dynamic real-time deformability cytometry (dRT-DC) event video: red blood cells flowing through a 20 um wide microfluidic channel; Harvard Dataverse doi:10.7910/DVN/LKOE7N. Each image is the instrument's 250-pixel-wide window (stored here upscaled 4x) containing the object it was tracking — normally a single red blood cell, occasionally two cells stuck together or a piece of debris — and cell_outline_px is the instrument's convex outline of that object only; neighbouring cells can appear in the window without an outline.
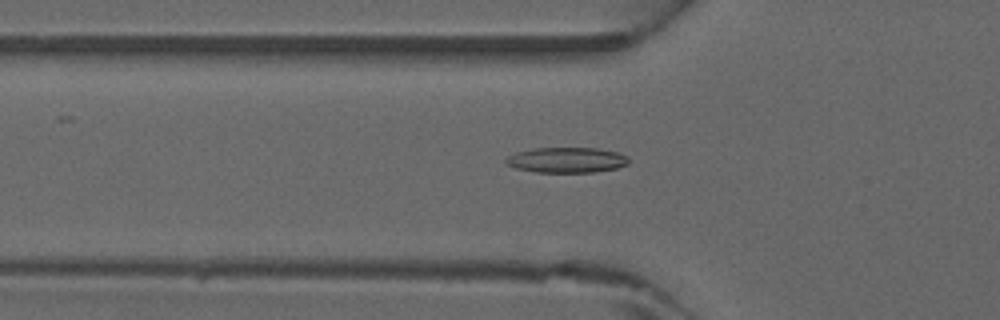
{"species": "common noctule bat (a hibernating species)", "species_latin": "Nyctalus noctula", "temperature_condition": "warm", "stored_images_in_passage": 30, "camera_frame_rate_fps": 3000, "um_per_image_px": 0.085, "animal": {"sex": "male", "forearm_length_mm": 52.5}, "frame": {"image": 1, "passage_image": 5, "time_ms": 1.333, "image_size_px": [1000, 320], "cell_outline_px": [[628, 164], [616, 168], [592, 172], [536, 172], [516, 168], [508, 164], [504, 160], [508, 156], [516, 152], [532, 148], [596, 148], [616, 152], [628, 156]], "centroid_in_image_um": [48.15, 13.59], "position_along_channel_um": 77.6, "area_um2": 18.03}}
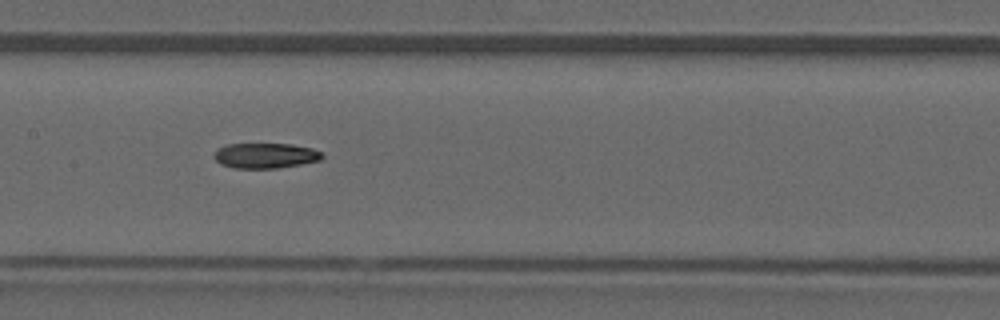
{"frame": {"image": 2, "passage_image": 12, "time_ms": 3.667, "image_size_px": [1000, 320], "cell_outline_px": [[324, 156], [320, 160], [300, 164], [276, 168], [232, 168], [220, 164], [212, 156], [220, 148], [228, 144], [292, 144], [312, 148], [324, 152]], "centroid_in_image_um": [22.58, 13.23], "position_along_channel_um": 184.8, "area_um2": 15.9}}
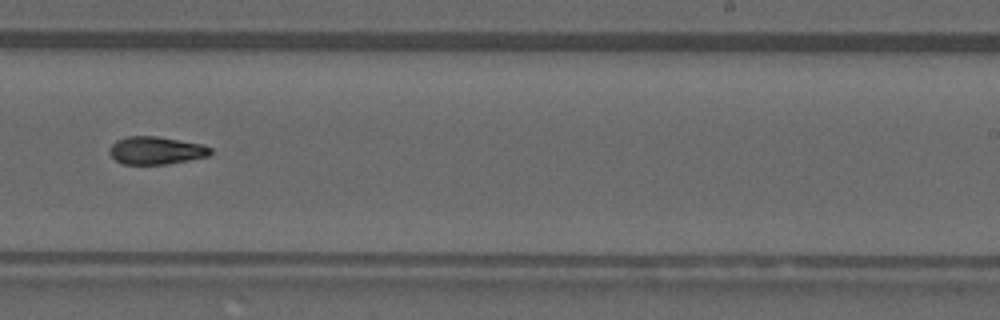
{"frame": {"image": 3, "passage_image": 18, "time_ms": 5.667, "image_size_px": [1000, 320], "cell_outline_px": [[212, 152], [208, 156], [188, 160], [164, 164], [124, 164], [116, 160], [108, 152], [112, 144], [116, 140], [128, 136], [156, 136], [204, 144], [212, 148]], "centroid_in_image_um": [13.27, 12.78], "position_along_channel_um": 275.7, "area_um2": 16.3}}